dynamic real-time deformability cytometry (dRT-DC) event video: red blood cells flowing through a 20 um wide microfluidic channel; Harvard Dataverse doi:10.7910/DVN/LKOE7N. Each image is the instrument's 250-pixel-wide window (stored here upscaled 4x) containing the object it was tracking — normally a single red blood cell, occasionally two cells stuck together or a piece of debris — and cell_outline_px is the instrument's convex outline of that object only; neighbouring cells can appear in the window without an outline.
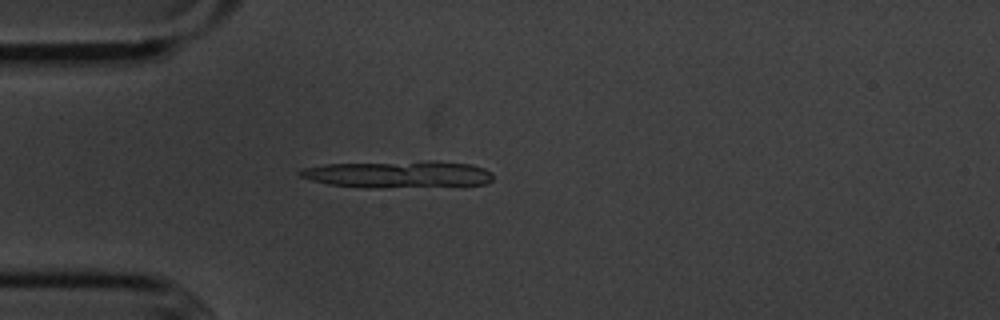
{"species": "common noctule bat (a hibernating species)", "species_latin": "Nyctalus noctula", "temperature_condition": "cold", "stored_images_in_passage": 52, "segment_of_instrument_passage": [1, 2], "camera_frame_rate_fps": 3000, "um_per_image_px": 0.085, "animal": {"sex": "male", "body_mass_g": 20.1, "forearm_length_mm": 53.5}, "frame": {"image": 1, "passage_image": 12, "time_ms": 3.667, "image_size_px": [1000, 320], "cell_outline_px": [[492, 180], [488, 184], [384, 188], [368, 188], [328, 184], [312, 180], [300, 176], [296, 172], [300, 168], [324, 164], [424, 160], [432, 160], [472, 164], [484, 168], [492, 172]], "centroid_in_image_um": [33.83, 14.8], "position_along_channel_um": 51.2, "area_um2": 30.98}}